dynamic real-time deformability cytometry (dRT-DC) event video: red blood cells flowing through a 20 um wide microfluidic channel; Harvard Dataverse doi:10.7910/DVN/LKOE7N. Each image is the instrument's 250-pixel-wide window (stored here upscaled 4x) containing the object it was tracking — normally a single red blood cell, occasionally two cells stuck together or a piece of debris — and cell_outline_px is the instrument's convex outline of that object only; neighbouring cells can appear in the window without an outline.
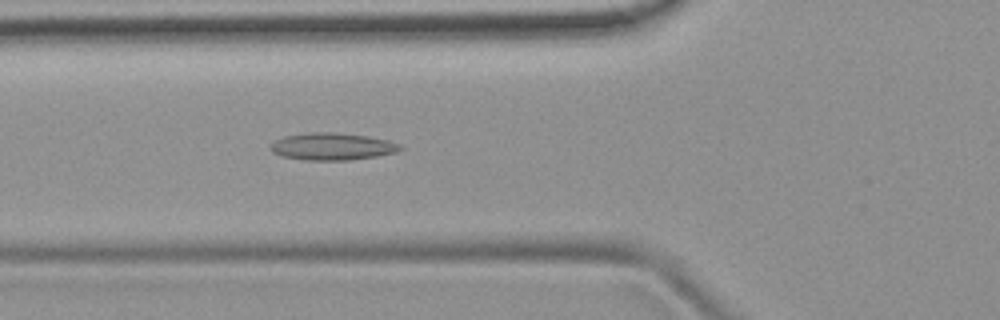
{"species": "common noctule bat (a hibernating species)", "species_latin": "Nyctalus noctula", "temperature_condition": "room temperature", "stored_images_in_passage": 52, "camera_frame_rate_fps": 3000, "um_per_image_px": 0.085, "animal": {"sex": "female", "body_mass_g": 19.9}, "frame": {"image": 1, "passage_image": 19, "time_ms": 6.0, "image_size_px": [1000, 320], "cell_outline_px": [[404, 148], [396, 152], [376, 156], [348, 160], [304, 160], [280, 156], [272, 152], [268, 148], [276, 140], [284, 136], [308, 132], [336, 132], [368, 136], [388, 140], [400, 144]], "centroid_in_image_um": [28.22, 12.45], "position_along_channel_um": 97.6, "area_um2": 20.69}}
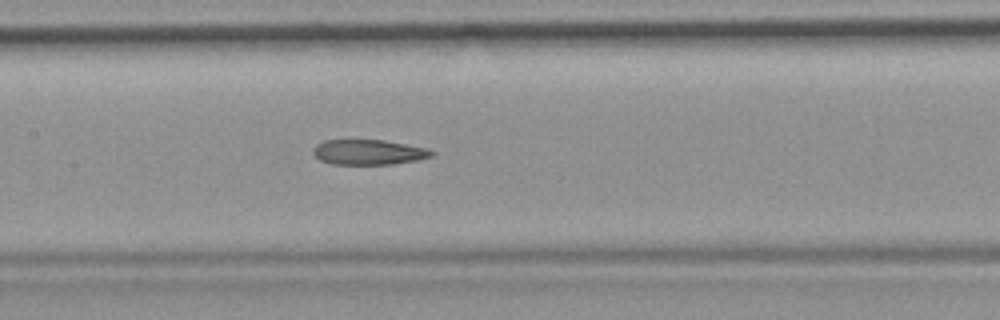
{"frame": {"image": 2, "passage_image": 25, "time_ms": 8.0, "image_size_px": [1000, 320], "cell_outline_px": [[436, 152], [432, 156], [416, 160], [392, 164], [332, 164], [320, 160], [312, 152], [312, 148], [316, 144], [324, 140], [384, 140], [424, 148]], "centroid_in_image_um": [31.28, 12.93], "position_along_channel_um": 176.1, "area_um2": 17.22}}
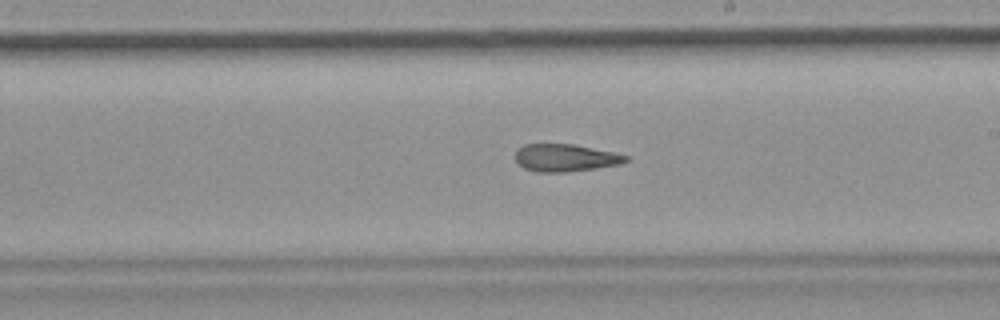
{"frame": {"image": 3, "passage_image": 30, "time_ms": 9.667, "image_size_px": [1000, 320], "cell_outline_px": [[632, 156], [628, 160], [620, 164], [596, 168], [568, 172], [536, 172], [524, 168], [516, 160], [516, 152], [524, 144], [572, 144]], "centroid_in_image_um": [48.08, 13.42], "position_along_channel_um": 240.9, "area_um2": 17.57}, "authors_computed_cell_mechanics": {"area_um2": 19.3341, "velocity_mm_per_s": 3.9241, "shape_relaxation_time_tau1_ms": null, "shape_relaxation_time_tau2_ms": 2.6834, "deformation_change_tau1": null, "deformation_change_tau2": 0.1144}}